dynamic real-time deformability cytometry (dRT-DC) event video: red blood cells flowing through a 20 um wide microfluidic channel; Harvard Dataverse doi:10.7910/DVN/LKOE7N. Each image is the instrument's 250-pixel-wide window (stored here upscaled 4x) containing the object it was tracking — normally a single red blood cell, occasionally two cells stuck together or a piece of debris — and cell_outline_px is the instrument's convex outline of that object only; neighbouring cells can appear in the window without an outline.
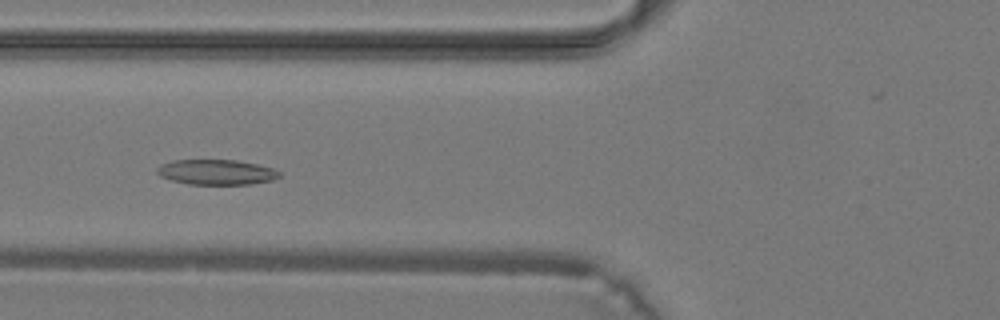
{"species": "common noctule bat (a hibernating species)", "species_latin": "Nyctalus noctula", "temperature_condition": "warm", "stored_images_in_passage": 19, "camera_frame_rate_fps": 3000, "um_per_image_px": 0.085, "animal": {"sex": "male", "body_mass_g": 19.2, "forearm_length_mm": 51.8}, "frame": {"image": 1, "passage_image": 8, "time_ms": 2.333, "image_size_px": [1000, 320], "cell_outline_px": [[280, 176], [272, 180], [252, 184], [188, 184], [172, 180], [160, 176], [156, 172], [156, 168], [160, 164], [172, 160], [236, 160], [256, 164], [272, 168], [280, 172]], "centroid_in_image_um": [18.36, 14.63], "position_along_channel_um": 107.4, "area_um2": 17.92}}
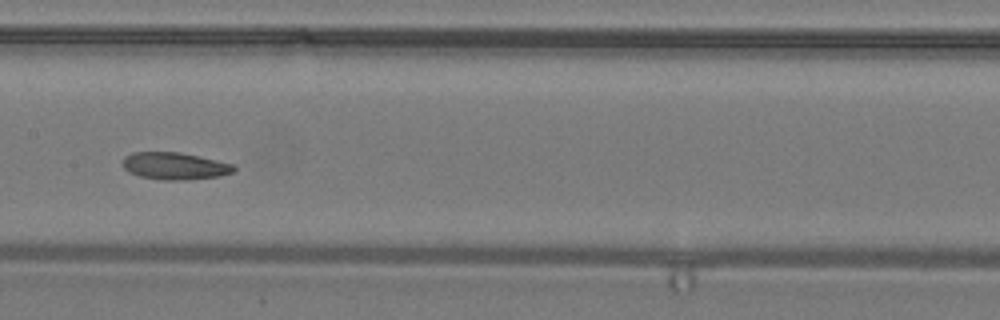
{"frame": {"image": 2, "passage_image": 13, "time_ms": 4.0, "image_size_px": [1000, 320], "cell_outline_px": [[236, 172], [220, 176], [188, 180], [164, 180], [140, 176], [128, 172], [124, 168], [124, 156], [132, 152], [180, 152], [232, 164], [236, 168]], "centroid_in_image_um": [14.86, 14.11], "position_along_channel_um": 192.5, "area_um2": 17.57}}
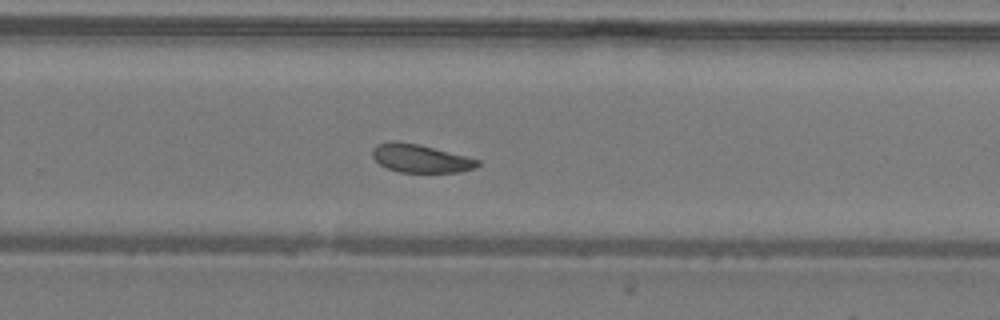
{"frame": {"image": 3, "passage_image": 19, "time_ms": 6.0, "image_size_px": [1000, 320], "cell_outline_px": [[480, 164], [476, 168], [460, 172], [400, 172], [388, 168], [380, 164], [372, 156], [372, 148], [376, 144], [392, 140], [396, 140], [416, 144], [480, 160]], "centroid_in_image_um": [35.71, 13.46], "position_along_channel_um": 294.1, "area_um2": 17.11}}